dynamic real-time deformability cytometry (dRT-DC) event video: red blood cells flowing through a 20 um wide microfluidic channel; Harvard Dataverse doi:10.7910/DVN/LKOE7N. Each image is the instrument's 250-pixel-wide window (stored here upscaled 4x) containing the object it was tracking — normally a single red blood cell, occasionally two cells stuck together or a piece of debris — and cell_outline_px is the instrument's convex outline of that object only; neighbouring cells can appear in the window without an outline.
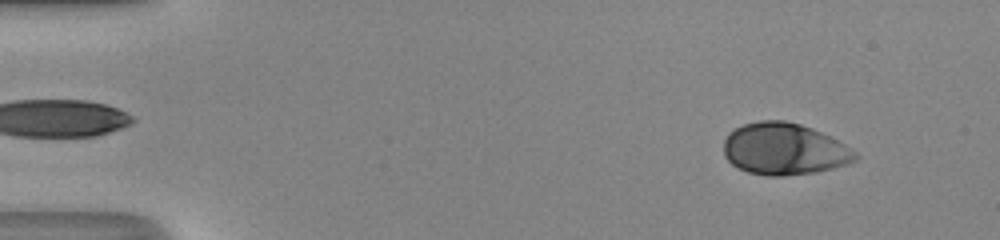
{"species": "human", "species_latin": "Homo sapiens", "temperature_condition": "room temperature", "stored_images_in_passage": 48, "camera_frame_rate_fps": 3000, "um_per_image_px": 0.085, "donor": {"sex": "male"}, "frame": {"image": 1, "passage_image": 5, "time_ms": 1.333, "image_size_px": [1000, 240], "cell_outline_px": [[860, 156], [856, 160], [848, 164], [816, 172], [784, 176], [768, 176], [748, 172], [732, 164], [724, 156], [724, 140], [728, 132], [744, 124], [760, 120], [784, 120], [800, 124], [812, 128], [844, 144], [856, 152]], "centroid_in_image_um": [66.65, 12.67], "position_along_channel_um": 18.3, "area_um2": 39.77}}
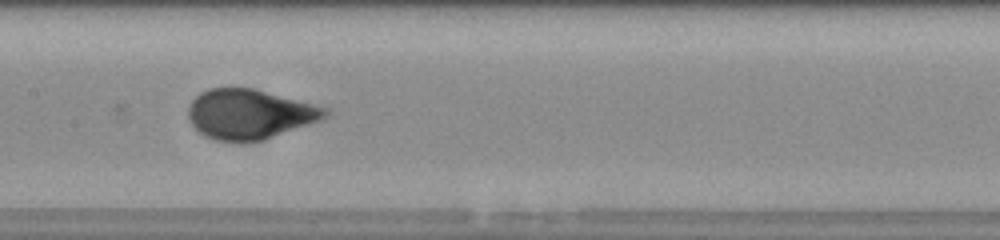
{"frame": {"image": 2, "passage_image": 25, "time_ms": 8.0, "image_size_px": [1000, 240], "cell_outline_px": [[328, 116], [320, 120], [264, 140], [244, 144], [216, 140], [200, 132], [188, 120], [188, 108], [192, 100], [200, 92], [208, 88], [252, 88], [328, 108]], "centroid_in_image_um": [21.19, 9.72], "position_along_channel_um": 186.2, "area_um2": 39.77}}
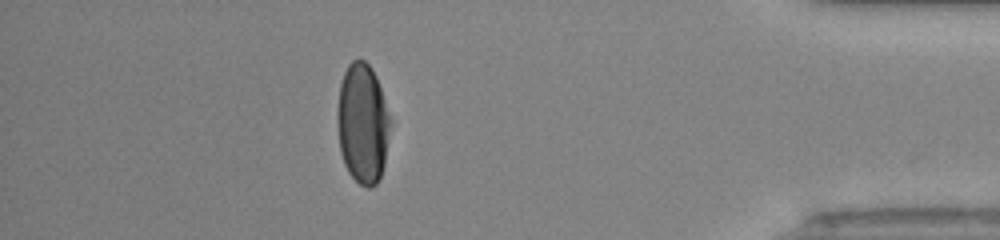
{"frame": {"image": 3, "passage_image": 43, "time_ms": 14.0, "image_size_px": [1000, 240], "cell_outline_px": [[392, 124], [384, 164], [380, 180], [376, 184], [368, 188], [360, 184], [348, 172], [344, 164], [340, 152], [336, 120], [336, 116], [340, 84], [344, 72], [348, 64], [352, 60], [364, 60], [368, 64], [376, 76]], "centroid_in_image_um": [30.82, 10.52], "position_along_channel_um": 404.4, "area_um2": 37.34}, "authors_computed_cell_mechanics": {"area_um2": 39.7664, "velocity_mm_per_s": 4.3331, "shape_relaxation_time_tau1_ms": 3.3352, "shape_relaxation_time_tau2_ms": null, "deformation_change_tau1": 0.1737, "deformation_change_tau2": null}}